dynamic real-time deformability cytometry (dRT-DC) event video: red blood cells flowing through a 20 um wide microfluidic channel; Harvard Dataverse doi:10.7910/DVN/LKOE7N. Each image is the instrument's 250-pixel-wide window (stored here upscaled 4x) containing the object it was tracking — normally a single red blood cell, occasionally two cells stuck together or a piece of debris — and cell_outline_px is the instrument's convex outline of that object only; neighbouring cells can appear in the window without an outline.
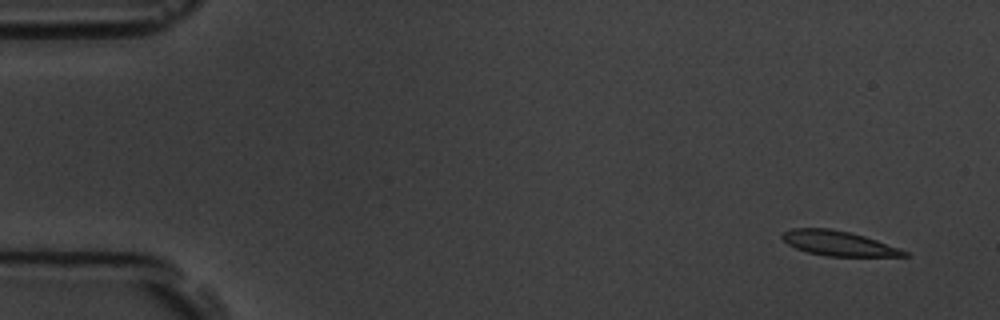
{"species": "common noctule bat (a hibernating species)", "species_latin": "Nyctalus noctula", "temperature_condition": "room temperature", "stored_images_in_passage": 5, "segment_of_instrument_passage": [1, 2], "camera_frame_rate_fps": 3000, "um_per_image_px": 0.085, "animal": {"sex": "male", "body_mass_g": 19.5, "forearm_length_mm": 54.6}, "frame": {"image": 1, "passage_image": 1, "time_ms": 0.0, "image_size_px": [1000, 320], "cell_outline_px": [[908, 256], [828, 256], [808, 252], [796, 248], [788, 244], [780, 236], [784, 232], [792, 228], [828, 228], [848, 232], [864, 236], [900, 248], [908, 252]], "centroid_in_image_um": [71.26, 20.68], "position_along_channel_um": 13.7, "area_um2": 17.4}}